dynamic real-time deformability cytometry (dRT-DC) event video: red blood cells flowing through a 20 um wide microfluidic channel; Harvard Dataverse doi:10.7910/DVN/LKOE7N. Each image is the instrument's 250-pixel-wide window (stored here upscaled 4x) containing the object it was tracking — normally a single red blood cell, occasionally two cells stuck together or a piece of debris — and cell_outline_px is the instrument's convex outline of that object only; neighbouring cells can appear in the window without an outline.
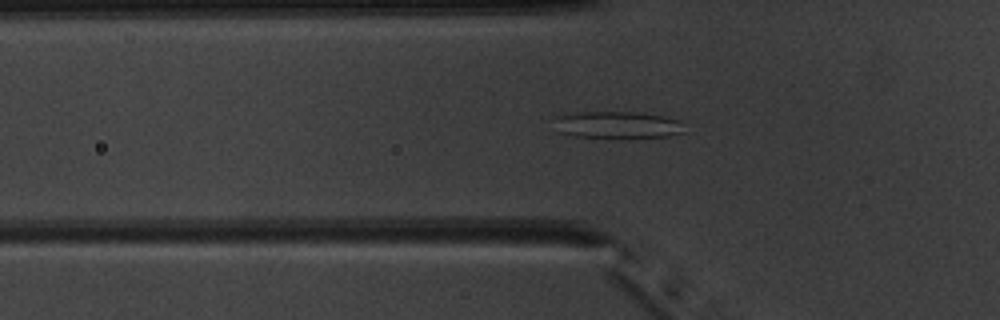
{"species": "common noctule bat (a hibernating species)", "species_latin": "Nyctalus noctula", "temperature_condition": "warm", "stored_images_in_passage": 51, "segment_of_instrument_passage": [1, 2], "camera_frame_rate_fps": 3000, "um_per_image_px": 0.085, "animal": {"sex": "male", "body_mass_g": 20.1, "forearm_length_mm": 53.5}, "frame": {"image": 1, "passage_image": 17, "time_ms": 5.333, "image_size_px": [1000, 320], "cell_outline_px": [[684, 132], [668, 136], [572, 136], [560, 132], [552, 116], [580, 112], [636, 112], [664, 116], [680, 120]], "centroid_in_image_um": [52.46, 10.58], "position_along_channel_um": 73.3, "area_um2": 19.88}}
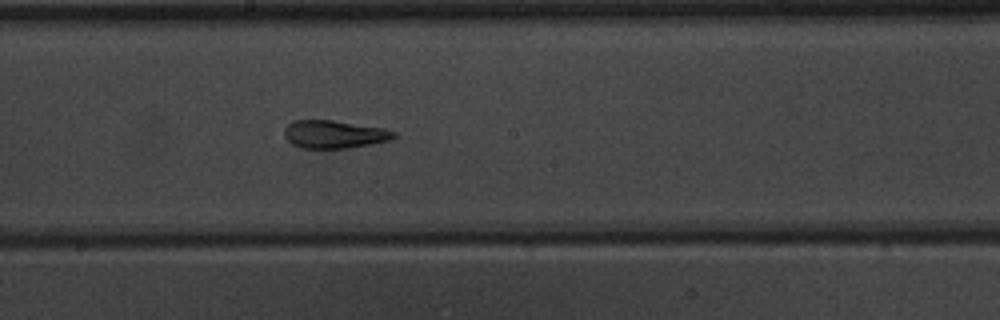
{"frame": {"image": 2, "passage_image": 28, "time_ms": 9.0, "image_size_px": [1000, 320], "cell_outline_px": [[396, 136], [392, 140], [348, 148], [304, 148], [292, 144], [284, 136], [284, 128], [292, 120], [332, 120], [384, 128], [396, 132]], "centroid_in_image_um": [28.41, 11.41], "position_along_channel_um": 219.8, "area_um2": 17.86}}
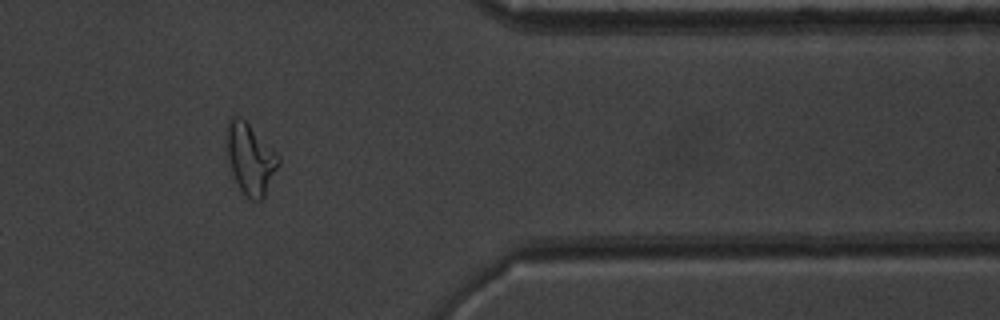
{"frame": {"image": 3, "passage_image": 42, "time_ms": 13.667, "image_size_px": [1000, 320], "cell_outline_px": [[280, 164], [264, 200], [252, 200], [240, 188], [232, 172], [228, 160], [224, 132], [228, 120], [232, 116], [240, 116], [280, 156]], "centroid_in_image_um": [21.27, 13.48], "position_along_channel_um": 390.1, "area_um2": 21.56}}